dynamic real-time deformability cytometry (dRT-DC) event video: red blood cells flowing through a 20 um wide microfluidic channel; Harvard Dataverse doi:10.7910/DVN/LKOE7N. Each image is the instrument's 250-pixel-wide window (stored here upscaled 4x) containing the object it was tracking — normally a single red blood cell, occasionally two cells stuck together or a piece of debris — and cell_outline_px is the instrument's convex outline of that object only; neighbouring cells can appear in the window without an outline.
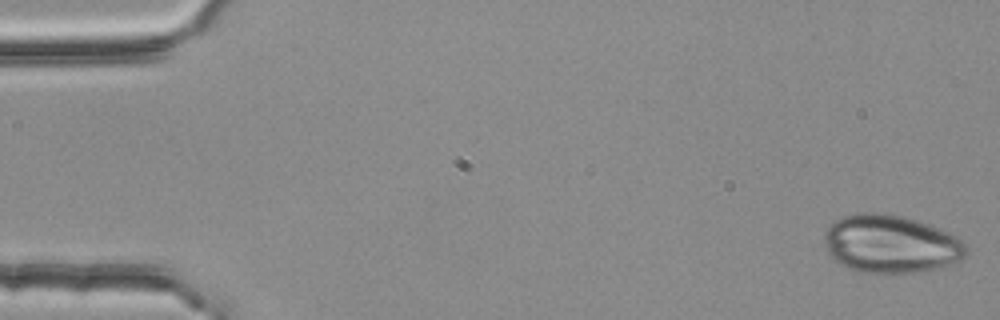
{"species": "common noctule bat (a hibernating species)", "species_latin": "Nyctalus noctula", "temperature_condition": "room temperature", "stored_images_in_passage": 5, "camera_frame_rate_fps": 3000, "um_per_image_px": 0.085, "animal": {"sex": "female", "body_mass_g": 25.1}, "frame": {"image": 1, "passage_image": 1, "time_ms": 0.0, "image_size_px": [1000, 320], "cell_outline_px": [[968, 252], [964, 256], [956, 260], [932, 268], [916, 272], [856, 272], [832, 260], [828, 252], [824, 240], [824, 232], [840, 216], [864, 212], [884, 212], [904, 216], [928, 224], [948, 232], [956, 236], [968, 248]], "centroid_in_image_um": [75.64, 20.71], "position_along_channel_um": 9.4, "area_um2": 47.63}}